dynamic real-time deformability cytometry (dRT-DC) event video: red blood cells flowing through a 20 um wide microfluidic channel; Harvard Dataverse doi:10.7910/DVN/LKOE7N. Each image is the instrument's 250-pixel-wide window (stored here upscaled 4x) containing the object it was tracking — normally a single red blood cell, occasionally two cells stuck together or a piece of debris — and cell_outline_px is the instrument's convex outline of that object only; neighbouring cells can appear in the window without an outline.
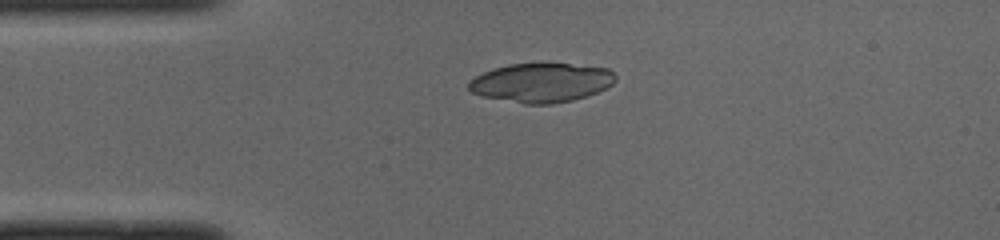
{"species": "common noctule bat (a hibernating species)", "species_latin": "Nyctalus noctula", "temperature_condition": "cold", "stored_images_in_passage": 40, "camera_frame_rate_fps": 3000, "um_per_image_px": 0.085, "animal": {"sex": "male", "body_mass_g": 19.0, "forearm_length_mm": 50.8}, "frame": {"image": 1, "passage_image": 2, "time_ms": 0.333, "image_size_px": [1000, 240], "cell_outline_px": [[616, 80], [612, 84], [596, 92], [572, 100], [552, 104], [524, 104], [484, 96], [472, 92], [468, 88], [468, 80], [492, 68], [508, 64], [568, 64], [608, 68], [616, 76]], "centroid_in_image_um": [45.98, 7.02], "position_along_channel_um": 39.0, "area_um2": 33.18}}